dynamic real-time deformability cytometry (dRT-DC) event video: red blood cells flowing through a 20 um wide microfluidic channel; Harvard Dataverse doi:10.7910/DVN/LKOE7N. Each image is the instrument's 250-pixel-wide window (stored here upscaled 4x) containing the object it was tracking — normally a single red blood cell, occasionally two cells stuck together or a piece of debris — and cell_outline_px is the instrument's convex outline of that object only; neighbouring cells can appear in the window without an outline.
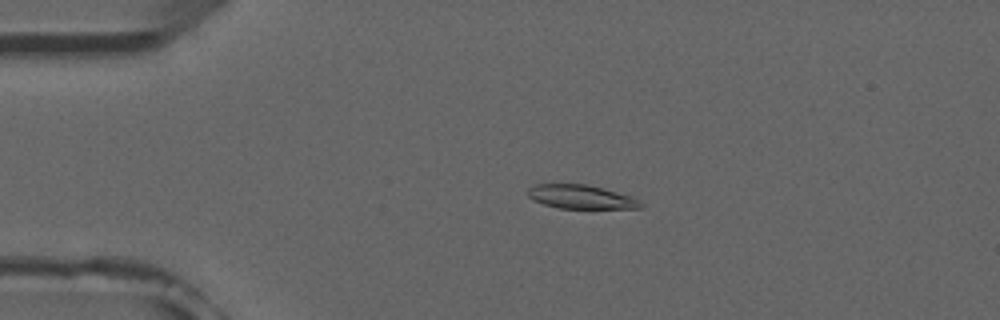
{"species": "common noctule bat (a hibernating species)", "species_latin": "Nyctalus noctula", "temperature_condition": "room temperature", "stored_images_in_passage": 49, "camera_frame_rate_fps": 3000, "um_per_image_px": 0.085, "animal": {"sex": "male", "forearm_length_mm": 52.5}, "frame": {"image": 1, "passage_image": 8, "time_ms": 2.333, "image_size_px": [1000, 320], "cell_outline_px": [[644, 208], [560, 208], [544, 204], [532, 200], [528, 196], [528, 188], [536, 184], [588, 184], [616, 192], [640, 200], [644, 204]], "centroid_in_image_um": [49.37, 16.73], "position_along_channel_um": 35.6, "area_um2": 15.55}}
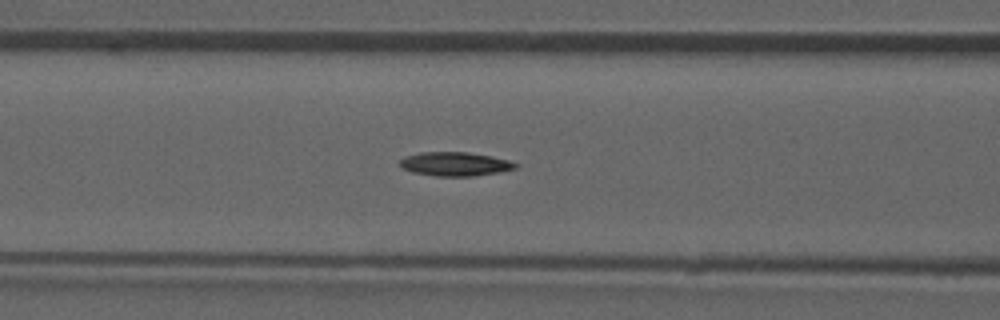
{"frame": {"image": 2, "passage_image": 18, "time_ms": 5.667, "image_size_px": [1000, 320], "cell_outline_px": [[520, 164], [516, 168], [500, 172], [472, 176], [436, 176], [412, 172], [404, 168], [400, 164], [400, 160], [404, 156], [420, 152], [468, 152], [492, 156], [508, 160]], "centroid_in_image_um": [38.7, 13.93], "position_along_channel_um": 127.9, "area_um2": 16.13}}
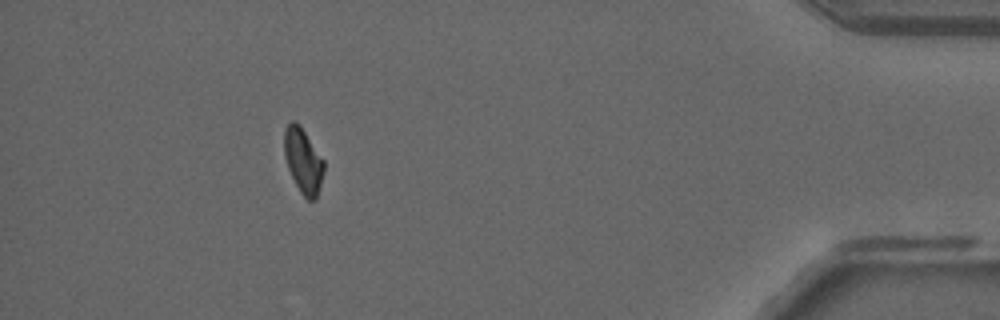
{"frame": {"image": 3, "passage_image": 44, "time_ms": 14.333, "image_size_px": [1000, 320], "cell_outline_px": [[324, 172], [316, 200], [308, 200], [300, 192], [288, 168], [284, 156], [284, 128], [292, 120], [300, 124], [324, 160]], "centroid_in_image_um": [25.77, 13.65], "position_along_channel_um": 409.4, "area_um2": 15.09}, "authors_computed_cell_mechanics": {"area_um2": 15.8372, "velocity_mm_per_s": 3.9092, "shape_relaxation_time_tau1_ms": null, "shape_relaxation_time_tau2_ms": 10.1374, "deformation_change_tau1": null, "deformation_change_tau2": 0.1866}}